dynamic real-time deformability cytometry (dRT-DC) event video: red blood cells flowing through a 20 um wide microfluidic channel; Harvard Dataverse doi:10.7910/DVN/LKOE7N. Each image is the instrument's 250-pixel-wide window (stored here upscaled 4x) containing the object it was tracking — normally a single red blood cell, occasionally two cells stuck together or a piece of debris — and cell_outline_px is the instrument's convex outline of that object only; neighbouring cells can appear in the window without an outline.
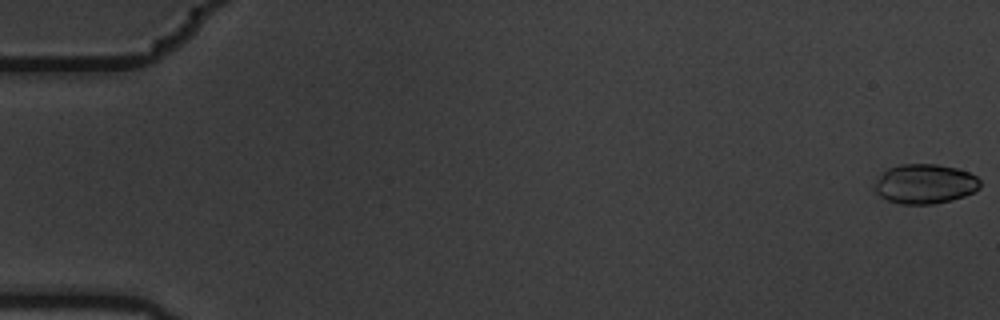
{"species": "common noctule bat (a hibernating species)", "species_latin": "Nyctalus noctula", "temperature_condition": "warm", "stored_images_in_passage": 5, "camera_frame_rate_fps": 3000, "um_per_image_px": 0.085, "animal": {"sex": "male", "body_mass_g": 19.5, "forearm_length_mm": 54.6}, "frame": {"image": 1, "passage_image": 1, "time_ms": 0.0, "image_size_px": [1000, 320], "cell_outline_px": [[980, 188], [976, 192], [952, 200], [932, 204], [900, 204], [888, 200], [880, 196], [876, 192], [876, 180], [888, 168], [900, 164], [936, 164], [956, 168], [968, 172], [976, 176], [980, 180]], "centroid_in_image_um": [78.65, 15.63], "position_along_channel_um": 6.3, "area_um2": 24.33}}